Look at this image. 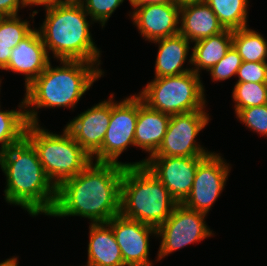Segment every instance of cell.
Masks as SVG:
<instances>
[{
    "instance_id": "ba28073f",
    "label": "cell",
    "mask_w": 267,
    "mask_h": 266,
    "mask_svg": "<svg viewBox=\"0 0 267 266\" xmlns=\"http://www.w3.org/2000/svg\"><path fill=\"white\" fill-rule=\"evenodd\" d=\"M112 113L109 126L106 131L101 149L92 157V161L117 163L124 166H142L146 159L133 162L122 163L118 157L127 149L134 146L135 129L138 117V95H130L119 103L113 101ZM94 158V159H93Z\"/></svg>"
},
{
    "instance_id": "4dcf8cb0",
    "label": "cell",
    "mask_w": 267,
    "mask_h": 266,
    "mask_svg": "<svg viewBox=\"0 0 267 266\" xmlns=\"http://www.w3.org/2000/svg\"><path fill=\"white\" fill-rule=\"evenodd\" d=\"M22 7H26L24 0H0V14L3 16L18 15L19 8Z\"/></svg>"
},
{
    "instance_id": "7a4b0ae2",
    "label": "cell",
    "mask_w": 267,
    "mask_h": 266,
    "mask_svg": "<svg viewBox=\"0 0 267 266\" xmlns=\"http://www.w3.org/2000/svg\"><path fill=\"white\" fill-rule=\"evenodd\" d=\"M6 176L5 200L34 216L49 215L56 201V187L46 176L33 145L24 137L0 156Z\"/></svg>"
},
{
    "instance_id": "1f68e13d",
    "label": "cell",
    "mask_w": 267,
    "mask_h": 266,
    "mask_svg": "<svg viewBox=\"0 0 267 266\" xmlns=\"http://www.w3.org/2000/svg\"><path fill=\"white\" fill-rule=\"evenodd\" d=\"M26 3V6H33V5H42L46 7L55 6L58 4L65 3L69 0H24Z\"/></svg>"
},
{
    "instance_id": "5bb4252c",
    "label": "cell",
    "mask_w": 267,
    "mask_h": 266,
    "mask_svg": "<svg viewBox=\"0 0 267 266\" xmlns=\"http://www.w3.org/2000/svg\"><path fill=\"white\" fill-rule=\"evenodd\" d=\"M112 113V94L70 121L65 129L92 158L101 149Z\"/></svg>"
},
{
    "instance_id": "4316f807",
    "label": "cell",
    "mask_w": 267,
    "mask_h": 266,
    "mask_svg": "<svg viewBox=\"0 0 267 266\" xmlns=\"http://www.w3.org/2000/svg\"><path fill=\"white\" fill-rule=\"evenodd\" d=\"M85 12L91 17V21L100 22L104 27L105 23L115 12L117 7L123 3L124 0H77Z\"/></svg>"
},
{
    "instance_id": "5b68a950",
    "label": "cell",
    "mask_w": 267,
    "mask_h": 266,
    "mask_svg": "<svg viewBox=\"0 0 267 266\" xmlns=\"http://www.w3.org/2000/svg\"><path fill=\"white\" fill-rule=\"evenodd\" d=\"M178 203L145 166H125L121 182L120 214L158 228Z\"/></svg>"
},
{
    "instance_id": "e0dca14e",
    "label": "cell",
    "mask_w": 267,
    "mask_h": 266,
    "mask_svg": "<svg viewBox=\"0 0 267 266\" xmlns=\"http://www.w3.org/2000/svg\"><path fill=\"white\" fill-rule=\"evenodd\" d=\"M180 23L179 33L190 42L208 38L225 30L216 14L204 1L181 5Z\"/></svg>"
},
{
    "instance_id": "9c48e42d",
    "label": "cell",
    "mask_w": 267,
    "mask_h": 266,
    "mask_svg": "<svg viewBox=\"0 0 267 266\" xmlns=\"http://www.w3.org/2000/svg\"><path fill=\"white\" fill-rule=\"evenodd\" d=\"M205 110L171 115L167 131L158 150L149 157H205L208 152L195 138L209 123Z\"/></svg>"
},
{
    "instance_id": "f1b7e54d",
    "label": "cell",
    "mask_w": 267,
    "mask_h": 266,
    "mask_svg": "<svg viewBox=\"0 0 267 266\" xmlns=\"http://www.w3.org/2000/svg\"><path fill=\"white\" fill-rule=\"evenodd\" d=\"M236 117L250 130L267 136V104L240 109Z\"/></svg>"
},
{
    "instance_id": "7402d4cb",
    "label": "cell",
    "mask_w": 267,
    "mask_h": 266,
    "mask_svg": "<svg viewBox=\"0 0 267 266\" xmlns=\"http://www.w3.org/2000/svg\"><path fill=\"white\" fill-rule=\"evenodd\" d=\"M33 30L29 21L21 20L18 15L4 16L0 20V69L7 67L11 50Z\"/></svg>"
},
{
    "instance_id": "4fadbf2b",
    "label": "cell",
    "mask_w": 267,
    "mask_h": 266,
    "mask_svg": "<svg viewBox=\"0 0 267 266\" xmlns=\"http://www.w3.org/2000/svg\"><path fill=\"white\" fill-rule=\"evenodd\" d=\"M107 224L112 228L126 266H152L149 260V235H157L156 228L121 214Z\"/></svg>"
},
{
    "instance_id": "cb8c5ba5",
    "label": "cell",
    "mask_w": 267,
    "mask_h": 266,
    "mask_svg": "<svg viewBox=\"0 0 267 266\" xmlns=\"http://www.w3.org/2000/svg\"><path fill=\"white\" fill-rule=\"evenodd\" d=\"M19 110L1 111L0 109V156L11 146L25 137L28 125L24 99ZM24 109V110H22Z\"/></svg>"
},
{
    "instance_id": "6da1fadb",
    "label": "cell",
    "mask_w": 267,
    "mask_h": 266,
    "mask_svg": "<svg viewBox=\"0 0 267 266\" xmlns=\"http://www.w3.org/2000/svg\"><path fill=\"white\" fill-rule=\"evenodd\" d=\"M124 165L94 162L56 188V201L48 216H81L91 223H107L120 214Z\"/></svg>"
},
{
    "instance_id": "3957f363",
    "label": "cell",
    "mask_w": 267,
    "mask_h": 266,
    "mask_svg": "<svg viewBox=\"0 0 267 266\" xmlns=\"http://www.w3.org/2000/svg\"><path fill=\"white\" fill-rule=\"evenodd\" d=\"M60 62V67H52L49 63L26 87L24 102L28 123L39 124L37 108H74L85 92L104 73L95 63L82 60Z\"/></svg>"
},
{
    "instance_id": "d6a6232c",
    "label": "cell",
    "mask_w": 267,
    "mask_h": 266,
    "mask_svg": "<svg viewBox=\"0 0 267 266\" xmlns=\"http://www.w3.org/2000/svg\"><path fill=\"white\" fill-rule=\"evenodd\" d=\"M132 7H140L150 4H160L167 2H174L173 0H130L129 1Z\"/></svg>"
},
{
    "instance_id": "9a60e30c",
    "label": "cell",
    "mask_w": 267,
    "mask_h": 266,
    "mask_svg": "<svg viewBox=\"0 0 267 266\" xmlns=\"http://www.w3.org/2000/svg\"><path fill=\"white\" fill-rule=\"evenodd\" d=\"M133 24L148 41L179 34L180 5L174 2L134 7Z\"/></svg>"
},
{
    "instance_id": "ffe728a7",
    "label": "cell",
    "mask_w": 267,
    "mask_h": 266,
    "mask_svg": "<svg viewBox=\"0 0 267 266\" xmlns=\"http://www.w3.org/2000/svg\"><path fill=\"white\" fill-rule=\"evenodd\" d=\"M153 42L159 45L154 78L180 75L192 71V68H183L190 49V41L183 35L179 33Z\"/></svg>"
},
{
    "instance_id": "484cf974",
    "label": "cell",
    "mask_w": 267,
    "mask_h": 266,
    "mask_svg": "<svg viewBox=\"0 0 267 266\" xmlns=\"http://www.w3.org/2000/svg\"><path fill=\"white\" fill-rule=\"evenodd\" d=\"M235 114L247 107L267 104V83L236 82L233 92Z\"/></svg>"
},
{
    "instance_id": "f546056e",
    "label": "cell",
    "mask_w": 267,
    "mask_h": 266,
    "mask_svg": "<svg viewBox=\"0 0 267 266\" xmlns=\"http://www.w3.org/2000/svg\"><path fill=\"white\" fill-rule=\"evenodd\" d=\"M237 75V82L267 83V62L242 61Z\"/></svg>"
},
{
    "instance_id": "7c38bea8",
    "label": "cell",
    "mask_w": 267,
    "mask_h": 266,
    "mask_svg": "<svg viewBox=\"0 0 267 266\" xmlns=\"http://www.w3.org/2000/svg\"><path fill=\"white\" fill-rule=\"evenodd\" d=\"M204 157H148L145 166L181 204L189 195L199 162Z\"/></svg>"
},
{
    "instance_id": "603a6c76",
    "label": "cell",
    "mask_w": 267,
    "mask_h": 266,
    "mask_svg": "<svg viewBox=\"0 0 267 266\" xmlns=\"http://www.w3.org/2000/svg\"><path fill=\"white\" fill-rule=\"evenodd\" d=\"M232 45L245 62H267V41L258 32L244 27L233 30Z\"/></svg>"
},
{
    "instance_id": "e575fe53",
    "label": "cell",
    "mask_w": 267,
    "mask_h": 266,
    "mask_svg": "<svg viewBox=\"0 0 267 266\" xmlns=\"http://www.w3.org/2000/svg\"><path fill=\"white\" fill-rule=\"evenodd\" d=\"M174 3L178 4V5H183V4H187V3H195V2H203L205 0H173Z\"/></svg>"
},
{
    "instance_id": "8fae6325",
    "label": "cell",
    "mask_w": 267,
    "mask_h": 266,
    "mask_svg": "<svg viewBox=\"0 0 267 266\" xmlns=\"http://www.w3.org/2000/svg\"><path fill=\"white\" fill-rule=\"evenodd\" d=\"M221 157L211 152L199 162L193 187L181 203L186 208L203 214L211 210L226 184L231 168Z\"/></svg>"
},
{
    "instance_id": "8992f818",
    "label": "cell",
    "mask_w": 267,
    "mask_h": 266,
    "mask_svg": "<svg viewBox=\"0 0 267 266\" xmlns=\"http://www.w3.org/2000/svg\"><path fill=\"white\" fill-rule=\"evenodd\" d=\"M42 128L39 124L28 123L25 138L35 148L46 176L57 188L79 174L92 158L65 128L62 135Z\"/></svg>"
},
{
    "instance_id": "52a82bcc",
    "label": "cell",
    "mask_w": 267,
    "mask_h": 266,
    "mask_svg": "<svg viewBox=\"0 0 267 266\" xmlns=\"http://www.w3.org/2000/svg\"><path fill=\"white\" fill-rule=\"evenodd\" d=\"M204 91L200 74L189 71L180 75L154 78L137 95L148 107L171 116L205 110Z\"/></svg>"
},
{
    "instance_id": "d6986e66",
    "label": "cell",
    "mask_w": 267,
    "mask_h": 266,
    "mask_svg": "<svg viewBox=\"0 0 267 266\" xmlns=\"http://www.w3.org/2000/svg\"><path fill=\"white\" fill-rule=\"evenodd\" d=\"M89 229L87 266H126L112 228L91 223Z\"/></svg>"
},
{
    "instance_id": "ac0fdd59",
    "label": "cell",
    "mask_w": 267,
    "mask_h": 266,
    "mask_svg": "<svg viewBox=\"0 0 267 266\" xmlns=\"http://www.w3.org/2000/svg\"><path fill=\"white\" fill-rule=\"evenodd\" d=\"M170 118V115L148 107L138 96L134 146L142 148L152 156L162 143Z\"/></svg>"
},
{
    "instance_id": "d4e9b609",
    "label": "cell",
    "mask_w": 267,
    "mask_h": 266,
    "mask_svg": "<svg viewBox=\"0 0 267 266\" xmlns=\"http://www.w3.org/2000/svg\"><path fill=\"white\" fill-rule=\"evenodd\" d=\"M225 29L247 27L248 0H205Z\"/></svg>"
},
{
    "instance_id": "2e32d148",
    "label": "cell",
    "mask_w": 267,
    "mask_h": 266,
    "mask_svg": "<svg viewBox=\"0 0 267 266\" xmlns=\"http://www.w3.org/2000/svg\"><path fill=\"white\" fill-rule=\"evenodd\" d=\"M50 63L49 52L38 29L34 30L11 50L10 60L4 70L25 75V88L37 78Z\"/></svg>"
},
{
    "instance_id": "836d02e7",
    "label": "cell",
    "mask_w": 267,
    "mask_h": 266,
    "mask_svg": "<svg viewBox=\"0 0 267 266\" xmlns=\"http://www.w3.org/2000/svg\"><path fill=\"white\" fill-rule=\"evenodd\" d=\"M18 257L8 258L2 262H0V266H18Z\"/></svg>"
},
{
    "instance_id": "277c9868",
    "label": "cell",
    "mask_w": 267,
    "mask_h": 266,
    "mask_svg": "<svg viewBox=\"0 0 267 266\" xmlns=\"http://www.w3.org/2000/svg\"><path fill=\"white\" fill-rule=\"evenodd\" d=\"M46 17L39 34L58 60H82L101 64L100 50L93 42L88 14L77 0L45 8Z\"/></svg>"
},
{
    "instance_id": "44dd1931",
    "label": "cell",
    "mask_w": 267,
    "mask_h": 266,
    "mask_svg": "<svg viewBox=\"0 0 267 266\" xmlns=\"http://www.w3.org/2000/svg\"><path fill=\"white\" fill-rule=\"evenodd\" d=\"M232 34L233 30L225 29L223 32L194 42L189 59V63L194 66L192 71L199 74L200 70L209 71L216 65L232 46Z\"/></svg>"
},
{
    "instance_id": "83f0119b",
    "label": "cell",
    "mask_w": 267,
    "mask_h": 266,
    "mask_svg": "<svg viewBox=\"0 0 267 266\" xmlns=\"http://www.w3.org/2000/svg\"><path fill=\"white\" fill-rule=\"evenodd\" d=\"M241 64L242 58L232 45L226 55L209 70L212 80L224 81L237 75Z\"/></svg>"
},
{
    "instance_id": "30bf717a",
    "label": "cell",
    "mask_w": 267,
    "mask_h": 266,
    "mask_svg": "<svg viewBox=\"0 0 267 266\" xmlns=\"http://www.w3.org/2000/svg\"><path fill=\"white\" fill-rule=\"evenodd\" d=\"M206 214L177 204L170 217L157 229V237H162L157 261L188 244L211 237L212 230L206 225Z\"/></svg>"
}]
</instances>
